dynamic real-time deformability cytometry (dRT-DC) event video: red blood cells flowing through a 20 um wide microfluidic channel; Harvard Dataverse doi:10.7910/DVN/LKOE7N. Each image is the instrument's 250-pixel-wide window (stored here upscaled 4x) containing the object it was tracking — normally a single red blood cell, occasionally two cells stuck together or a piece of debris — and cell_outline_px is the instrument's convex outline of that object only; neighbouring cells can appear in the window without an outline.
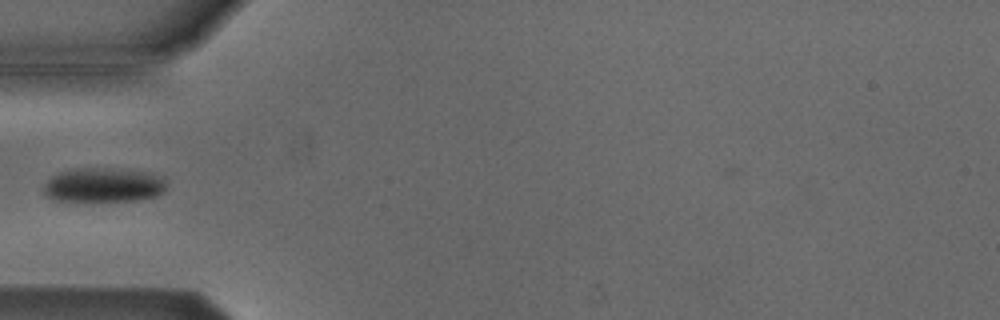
{"species": "Egyptian fruit bat (a non-hibernating species)", "species_latin": "Rousettus aegyptiacus", "temperature_condition": "cold", "stored_images_in_passage": 36, "camera_frame_rate_fps": 3000, "um_per_image_px": 0.085, "animal": {"sex": "male"}, "frame": {"image": 1, "passage_image": 1, "time_ms": 0.0, "image_size_px": [1000, 320], "cell_outline_px": [[168, 188], [164, 192], [156, 196], [136, 200], [100, 204], [56, 200], [48, 196], [44, 192], [44, 184], [52, 176], [60, 172], [72, 168], [108, 168], [144, 172], [164, 176], [168, 184]], "centroid_in_image_um": [8.83, 15.77], "position_along_channel_um": 76.2, "area_um2": 25.66}}
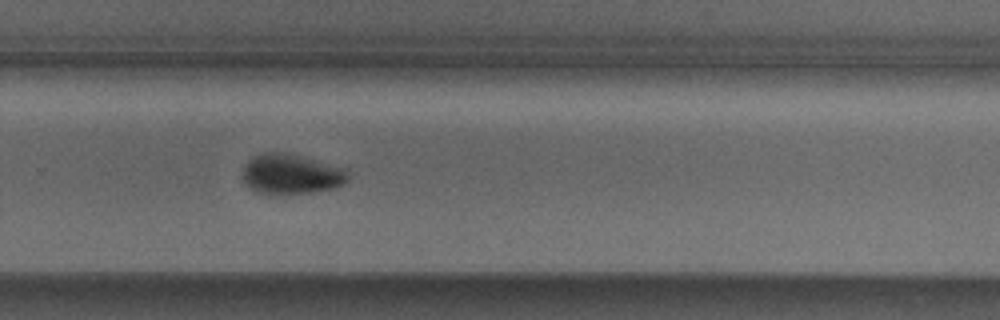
{"frame": {"image": 2, "passage_image": 19, "time_ms": 6.0, "image_size_px": [1000, 320], "cell_outline_px": [[348, 180], [344, 184], [336, 188], [312, 192], [256, 192], [248, 188], [244, 184], [240, 176], [240, 172], [244, 164], [252, 156], [264, 152], [292, 152], [340, 168], [348, 172]], "centroid_in_image_um": [24.66, 14.76], "position_along_channel_um": 305.1, "area_um2": 24.68}}
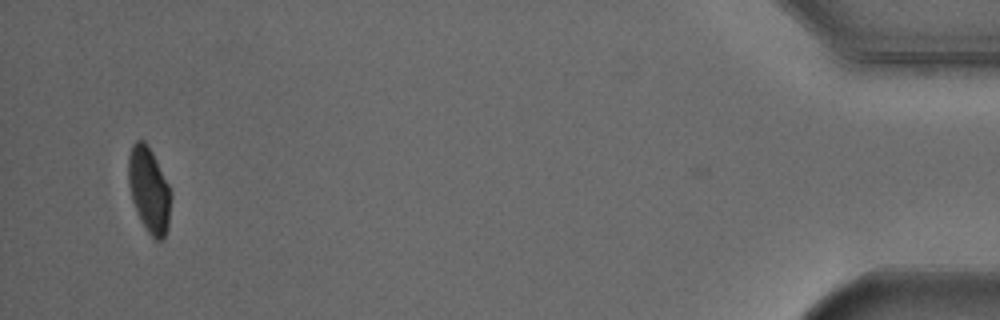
{"frame": {"image": 3, "passage_image": 35, "time_ms": 11.333, "image_size_px": [1000, 320], "cell_outline_px": [[172, 196], [168, 228], [164, 240], [156, 240], [148, 232], [132, 200], [128, 184], [128, 156], [132, 144], [136, 140], [144, 140], [148, 144], [168, 184]], "centroid_in_image_um": [12.68, 16.12], "position_along_channel_um": 422.5, "area_um2": 21.1}}